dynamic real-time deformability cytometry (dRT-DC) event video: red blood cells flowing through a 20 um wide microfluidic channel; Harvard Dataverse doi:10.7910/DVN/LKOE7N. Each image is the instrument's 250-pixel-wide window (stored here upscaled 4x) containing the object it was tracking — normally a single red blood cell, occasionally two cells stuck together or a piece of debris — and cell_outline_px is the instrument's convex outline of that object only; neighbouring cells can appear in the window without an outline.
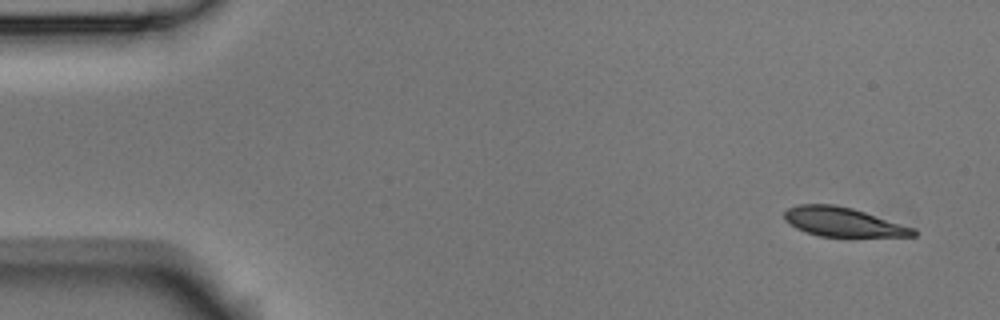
{"species": "Egyptian fruit bat (a non-hibernating species)", "species_latin": "Rousettus aegyptiacus", "temperature_condition": "room temperature", "stored_images_in_passage": 3, "camera_frame_rate_fps": 3000, "um_per_image_px": 0.085, "animal": {"sex": "male"}, "frame": {"image": 1, "passage_image": 1, "time_ms": 0.0, "image_size_px": [1000, 320], "cell_outline_px": [[916, 236], [820, 236], [796, 228], [784, 220], [784, 212], [788, 208], [800, 204], [832, 204], [852, 208], [916, 228]], "centroid_in_image_um": [71.65, 18.86], "position_along_channel_um": 13.3, "area_um2": 21.68}}